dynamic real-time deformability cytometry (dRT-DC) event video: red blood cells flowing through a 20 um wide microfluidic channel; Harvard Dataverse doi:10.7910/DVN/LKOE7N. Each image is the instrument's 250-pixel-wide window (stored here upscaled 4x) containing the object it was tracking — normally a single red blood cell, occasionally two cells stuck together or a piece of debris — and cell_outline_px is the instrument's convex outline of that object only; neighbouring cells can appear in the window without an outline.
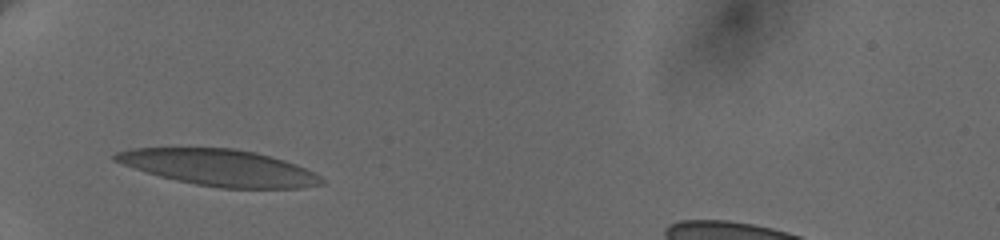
{"species": "human", "species_latin": "Homo sapiens", "temperature_condition": "cold", "stored_images_in_passage": 6, "camera_frame_rate_fps": 3000, "um_per_image_px": 0.085, "donor": {"sex": "female"}, "frame": {"image": 1, "passage_image": 2, "time_ms": 0.667, "image_size_px": [1000, 240], "cell_outline_px": [[324, 184], [304, 188], [220, 188], [196, 184], [176, 180], [160, 176], [132, 168], [112, 160], [112, 156], [116, 152], [128, 148], [232, 148], [256, 152], [272, 156], [296, 164], [320, 176], [324, 180]], "centroid_in_image_um": [18.63, 14.24], "position_along_channel_um": 66.4, "area_um2": 43.75}}
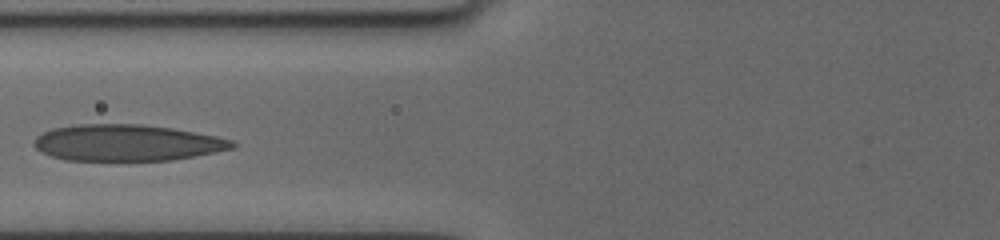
{"frame": {"image": 2, "passage_image": 4, "time_ms": 2.333, "image_size_px": [1000, 240], "cell_outline_px": [[236, 144], [232, 148], [216, 152], [172, 160], [64, 160], [40, 152], [32, 144], [36, 136], [52, 128], [76, 124], [140, 124], [172, 128], [216, 136], [232, 140]], "centroid_in_image_um": [10.74, 12.13], "position_along_channel_um": 115.1, "area_um2": 41.96}}
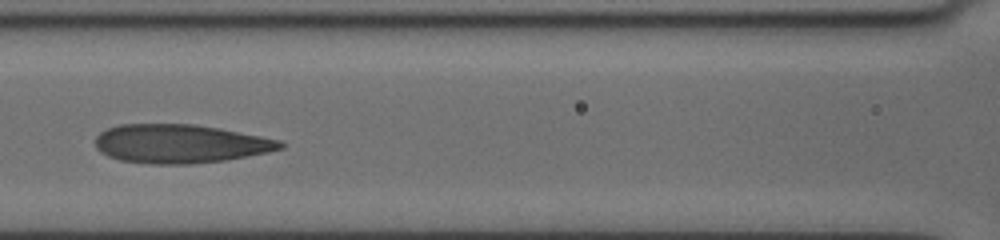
{"frame": {"image": 3, "passage_image": 5, "time_ms": 3.333, "image_size_px": [1000, 240], "cell_outline_px": [[284, 148], [268, 152], [224, 160], [192, 164], [152, 164], [120, 160], [108, 156], [100, 152], [96, 148], [96, 136], [100, 132], [108, 128], [120, 124], [192, 124], [220, 128], [280, 140], [284, 144]], "centroid_in_image_um": [15.29, 12.22], "position_along_channel_um": 151.3, "area_um2": 41.67}}